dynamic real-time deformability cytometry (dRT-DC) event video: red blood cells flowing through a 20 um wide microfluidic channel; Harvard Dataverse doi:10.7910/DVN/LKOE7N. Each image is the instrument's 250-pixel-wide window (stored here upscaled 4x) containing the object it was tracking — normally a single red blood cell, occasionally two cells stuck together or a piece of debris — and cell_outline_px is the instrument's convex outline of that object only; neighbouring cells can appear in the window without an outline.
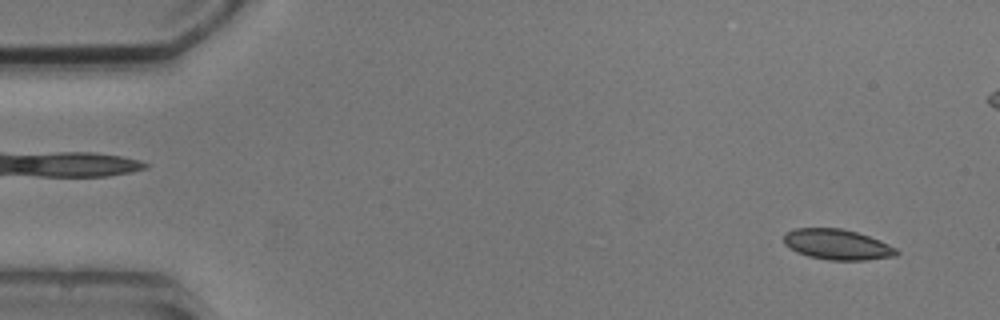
{"species": "common noctule bat (a hibernating species)", "species_latin": "Nyctalus noctula", "temperature_condition": "cold", "stored_images_in_passage": 4, "camera_frame_rate_fps": 3000, "um_per_image_px": 0.085, "animal": {"sex": "male", "body_mass_g": 20.5, "forearm_length_mm": 52.5}, "frame": {"image": 1, "passage_image": 1, "time_ms": 0.0, "image_size_px": [1000, 320], "cell_outline_px": [[900, 252], [896, 256], [864, 260], [828, 260], [808, 256], [796, 252], [784, 244], [784, 232], [796, 228], [840, 228], [856, 232], [880, 240], [896, 248]], "centroid_in_image_um": [71.15, 20.78], "position_along_channel_um": 13.9, "area_um2": 20.06}}